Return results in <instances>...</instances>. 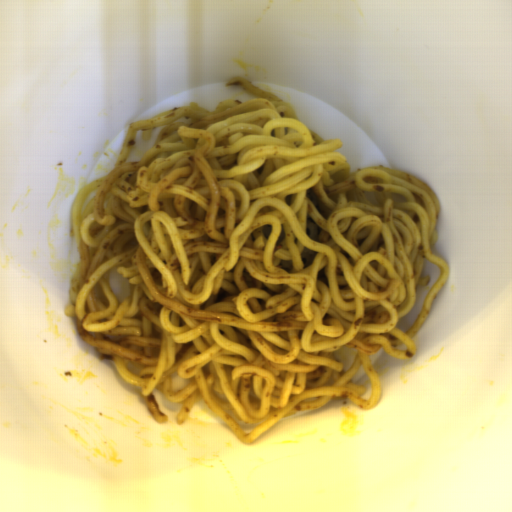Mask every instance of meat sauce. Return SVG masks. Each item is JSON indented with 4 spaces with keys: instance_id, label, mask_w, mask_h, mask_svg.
<instances>
[{
    "instance_id": "1",
    "label": "meat sauce",
    "mask_w": 512,
    "mask_h": 512,
    "mask_svg": "<svg viewBox=\"0 0 512 512\" xmlns=\"http://www.w3.org/2000/svg\"><path fill=\"white\" fill-rule=\"evenodd\" d=\"M229 294L230 293L227 290H224V289L220 288L213 303L216 304V303H219V302H223L224 300H226L228 298Z\"/></svg>"
}]
</instances>
